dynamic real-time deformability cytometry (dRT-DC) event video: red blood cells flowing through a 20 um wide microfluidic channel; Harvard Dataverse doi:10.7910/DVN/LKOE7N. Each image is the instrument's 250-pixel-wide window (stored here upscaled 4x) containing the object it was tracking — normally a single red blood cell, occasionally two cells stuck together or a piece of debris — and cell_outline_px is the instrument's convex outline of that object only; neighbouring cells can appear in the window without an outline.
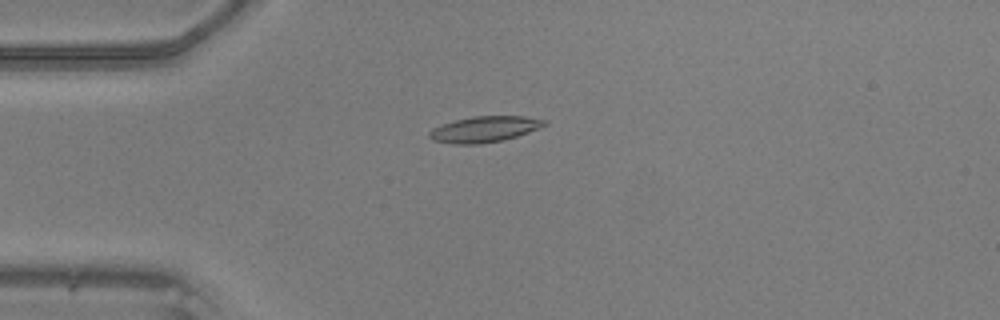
{"species": "common noctule bat (a hibernating species)", "species_latin": "Nyctalus noctula", "temperature_condition": "warm", "stored_images_in_passage": 34, "camera_frame_rate_fps": 3000, "um_per_image_px": 0.085, "animal": {"sex": "male", "body_mass_g": 20.5, "forearm_length_mm": 52.5}, "frame": {"image": 1, "passage_image": 2, "time_ms": 0.333, "image_size_px": [1000, 320], "cell_outline_px": [[548, 124], [528, 132], [504, 140], [480, 144], [452, 144], [432, 140], [428, 136], [428, 132], [432, 128], [456, 120], [476, 116], [524, 116], [548, 120]], "centroid_in_image_um": [41.18, 10.99], "position_along_channel_um": 43.8, "area_um2": 17.34}}
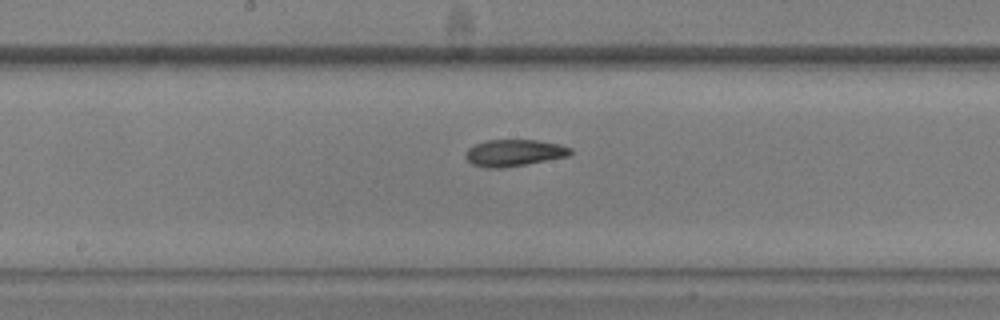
{"frame": {"image": 2, "passage_image": 15, "time_ms": 4.667, "image_size_px": [1000, 320], "cell_outline_px": [[572, 152], [568, 156], [504, 168], [484, 168], [472, 164], [464, 156], [464, 152], [468, 148], [484, 140], [536, 140], [560, 144], [572, 148]], "centroid_in_image_um": [43.66, 12.99], "position_along_channel_um": 204.5, "area_um2": 16.42}}
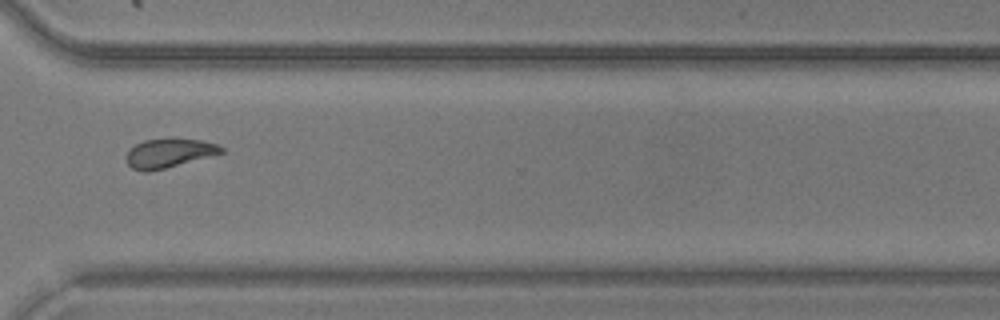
{"frame": {"image": 3, "passage_image": 26, "time_ms": 8.333, "image_size_px": [1000, 320], "cell_outline_px": [[224, 152], [164, 168], [148, 172], [144, 172], [132, 168], [128, 164], [124, 156], [128, 148], [144, 140], [172, 136], [200, 140], [216, 144], [224, 148]], "centroid_in_image_um": [14.3, 12.97], "position_along_channel_um": 356.3, "area_um2": 16.42}}